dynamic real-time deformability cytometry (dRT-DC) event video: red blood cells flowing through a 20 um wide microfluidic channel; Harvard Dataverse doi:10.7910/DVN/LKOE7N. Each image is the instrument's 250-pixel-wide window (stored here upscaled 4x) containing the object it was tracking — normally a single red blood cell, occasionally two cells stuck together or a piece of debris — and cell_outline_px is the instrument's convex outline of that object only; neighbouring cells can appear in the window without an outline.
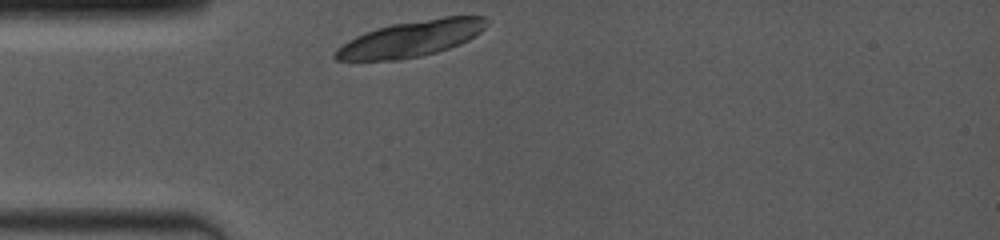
{"species": "common noctule bat (a hibernating species)", "species_latin": "Nyctalus noctula", "temperature_condition": "room temperature", "stored_images_in_passage": 2, "camera_frame_rate_fps": 4000, "um_per_image_px": 0.085, "animal": {"sex": "female", "body_mass_g": 19.0, "forearm_length_mm": 53.3}, "frame": {"image": 1, "passage_image": 1, "time_ms": 0.0, "image_size_px": [1000, 240], "cell_outline_px": [[488, 20], [484, 28], [476, 36], [460, 44], [436, 52], [420, 56], [400, 60], [336, 60], [332, 56], [336, 48], [348, 40], [364, 32], [376, 28], [392, 24], [444, 16], [484, 16]], "centroid_in_image_um": [34.92, 3.29], "position_along_channel_um": 50.1, "area_um2": 31.79}}